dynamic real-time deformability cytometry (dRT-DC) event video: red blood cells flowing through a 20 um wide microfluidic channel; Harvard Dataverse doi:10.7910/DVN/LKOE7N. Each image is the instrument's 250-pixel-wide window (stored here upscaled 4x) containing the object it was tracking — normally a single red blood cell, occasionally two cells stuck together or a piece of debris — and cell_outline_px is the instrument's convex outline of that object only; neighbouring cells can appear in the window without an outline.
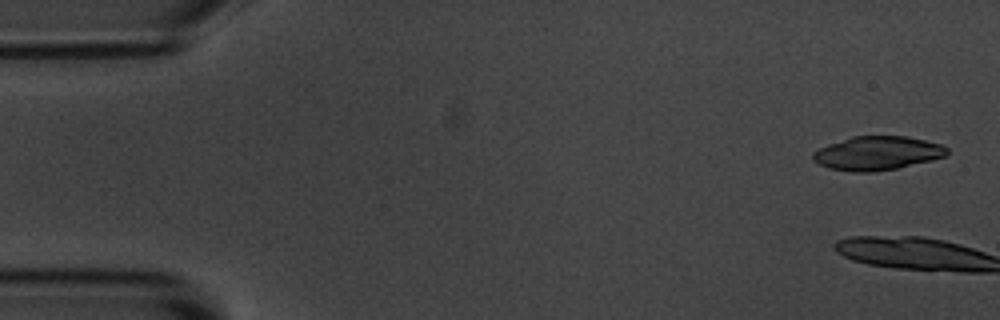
{"species": "common noctule bat (a hibernating species)", "species_latin": "Nyctalus noctula", "temperature_condition": "room temperature", "stored_images_in_passage": 7, "camera_frame_rate_fps": 3000, "um_per_image_px": 0.085, "animal": {"sex": "male", "body_mass_g": 20.1, "forearm_length_mm": 53.5}, "frame": {"image": 1, "passage_image": 1, "time_ms": 0.0, "image_size_px": [1000, 320], "cell_outline_px": [[948, 156], [932, 160], [896, 168], [872, 172], [852, 172], [828, 168], [812, 160], [812, 152], [828, 144], [852, 136], [908, 136], [940, 144], [948, 148]], "centroid_in_image_um": [74.56, 13.02], "position_along_channel_um": 10.4, "area_um2": 26.47}}
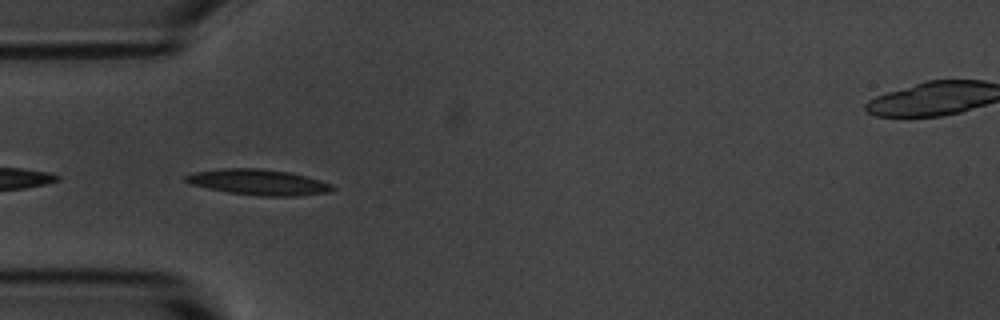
{"frame": {"image": 2, "passage_image": 6, "time_ms": 5.667, "image_size_px": [1000, 320], "cell_outline_px": [[336, 188], [328, 192], [296, 196], [260, 196], [228, 192], [188, 184], [184, 180], [184, 176], [196, 172], [224, 168], [260, 168], [288, 172], [320, 180], [332, 184]], "centroid_in_image_um": [21.95, 15.49], "position_along_channel_um": 63.0, "area_um2": 21.85}}